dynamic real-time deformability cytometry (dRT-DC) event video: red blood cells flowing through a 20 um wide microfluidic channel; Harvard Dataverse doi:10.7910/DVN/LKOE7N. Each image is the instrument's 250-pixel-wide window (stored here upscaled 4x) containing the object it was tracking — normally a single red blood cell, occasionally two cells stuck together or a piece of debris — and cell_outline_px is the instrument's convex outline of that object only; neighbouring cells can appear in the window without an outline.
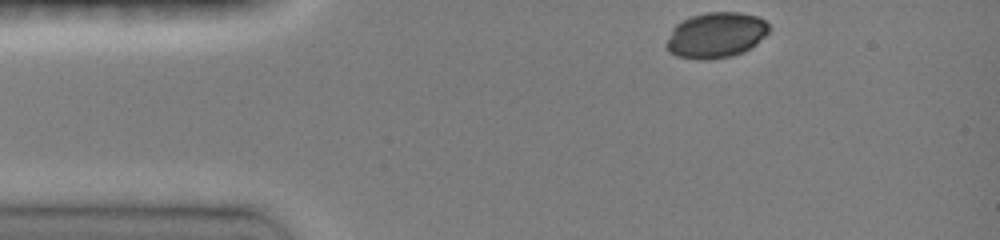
{"species": "common noctule bat (a hibernating species)", "species_latin": "Nyctalus noctula", "temperature_condition": "room temperature", "stored_images_in_passage": 42, "camera_frame_rate_fps": 3000, "um_per_image_px": 0.085, "animal": {"sex": "female", "body_mass_g": 19.0, "forearm_length_mm": 51.5}, "frame": {"image": 1, "passage_image": 1, "time_ms": 0.0, "image_size_px": [1000, 240], "cell_outline_px": [[768, 32], [756, 44], [744, 52], [732, 56], [704, 60], [700, 60], [676, 56], [668, 52], [664, 44], [672, 28], [676, 24], [688, 16], [704, 12], [740, 12], [756, 16], [764, 20], [768, 24]], "centroid_in_image_um": [60.8, 2.98], "position_along_channel_um": 24.2, "area_um2": 27.57}}
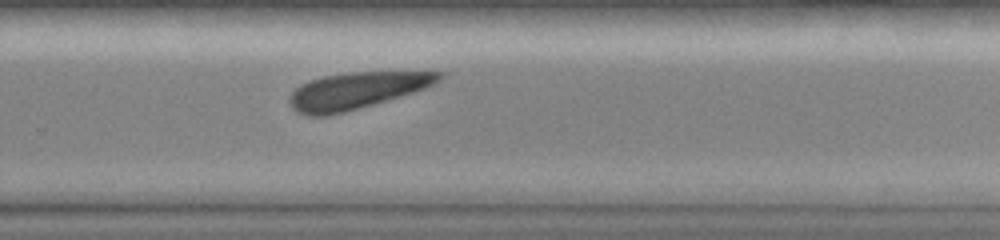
{"frame": {"image": 2, "passage_image": 28, "time_ms": 8.333, "image_size_px": [1000, 240], "cell_outline_px": [[444, 76], [440, 80], [424, 88], [412, 92], [372, 104], [344, 112], [328, 116], [308, 116], [296, 112], [292, 108], [288, 100], [292, 92], [300, 84], [308, 80], [324, 76], [348, 72], [444, 72]], "centroid_in_image_um": [30.23, 7.7], "position_along_channel_um": 299.6, "area_um2": 31.56}}
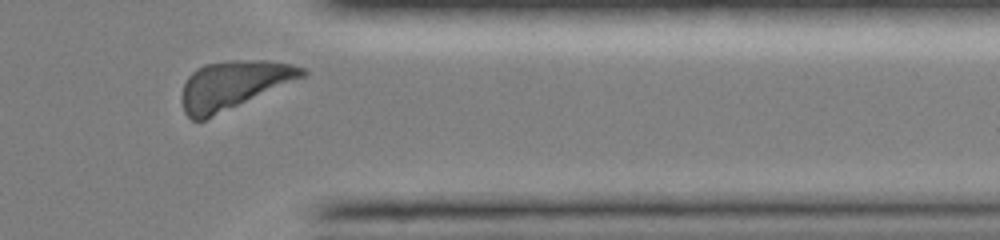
{"frame": {"image": 3, "passage_image": 38, "time_ms": 10.667, "image_size_px": [1000, 240], "cell_outline_px": [[308, 76], [204, 120], [192, 120], [184, 112], [180, 100], [180, 96], [184, 84], [188, 76], [196, 68], [204, 64], [228, 60], [268, 60], [292, 64], [308, 68]], "centroid_in_image_um": [19.88, 7.21], "position_along_channel_um": 391.5, "area_um2": 34.45}}